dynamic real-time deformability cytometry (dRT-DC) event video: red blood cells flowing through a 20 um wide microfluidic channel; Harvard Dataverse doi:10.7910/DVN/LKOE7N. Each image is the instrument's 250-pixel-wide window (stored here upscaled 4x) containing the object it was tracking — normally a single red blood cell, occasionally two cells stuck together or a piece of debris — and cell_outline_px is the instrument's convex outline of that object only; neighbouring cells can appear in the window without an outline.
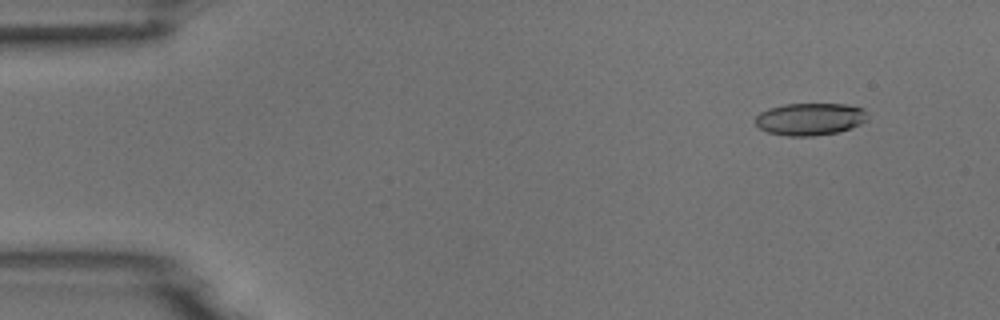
{"species": "common noctule bat (a hibernating species)", "species_latin": "Nyctalus noctula", "temperature_condition": "room temperature", "stored_images_in_passage": 5, "camera_frame_rate_fps": 3000, "um_per_image_px": 0.085, "animal": {"sex": "male", "body_mass_g": 18.8}, "frame": {"image": 1, "passage_image": 2, "time_ms": 1.0, "image_size_px": [1000, 320], "cell_outline_px": [[868, 120], [860, 124], [840, 132], [812, 136], [788, 136], [768, 132], [760, 128], [756, 124], [756, 116], [760, 112], [768, 108], [784, 104], [844, 104], [864, 108]], "centroid_in_image_um": [68.86, 10.12], "position_along_channel_um": 16.1, "area_um2": 21.15}}
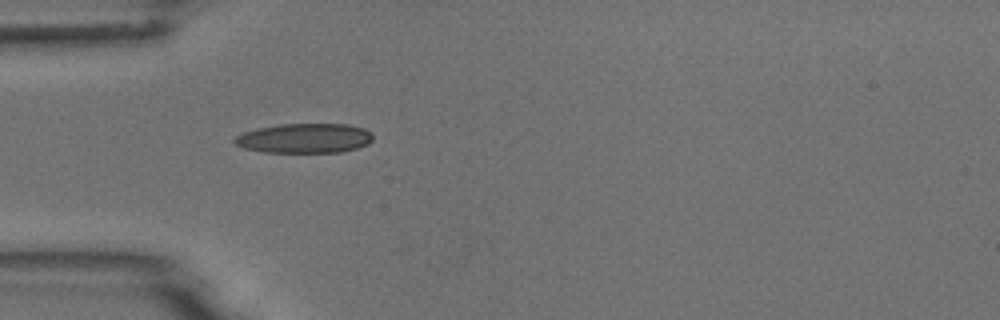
{"frame": {"image": 2, "passage_image": 5, "time_ms": 4.667, "image_size_px": [1000, 320], "cell_outline_px": [[372, 140], [368, 144], [356, 148], [340, 152], [264, 152], [244, 148], [236, 144], [232, 140], [236, 136], [244, 132], [260, 128], [280, 124], [348, 124], [364, 128], [372, 132]], "centroid_in_image_um": [25.91, 11.75], "position_along_channel_um": 59.1, "area_um2": 23.81}}